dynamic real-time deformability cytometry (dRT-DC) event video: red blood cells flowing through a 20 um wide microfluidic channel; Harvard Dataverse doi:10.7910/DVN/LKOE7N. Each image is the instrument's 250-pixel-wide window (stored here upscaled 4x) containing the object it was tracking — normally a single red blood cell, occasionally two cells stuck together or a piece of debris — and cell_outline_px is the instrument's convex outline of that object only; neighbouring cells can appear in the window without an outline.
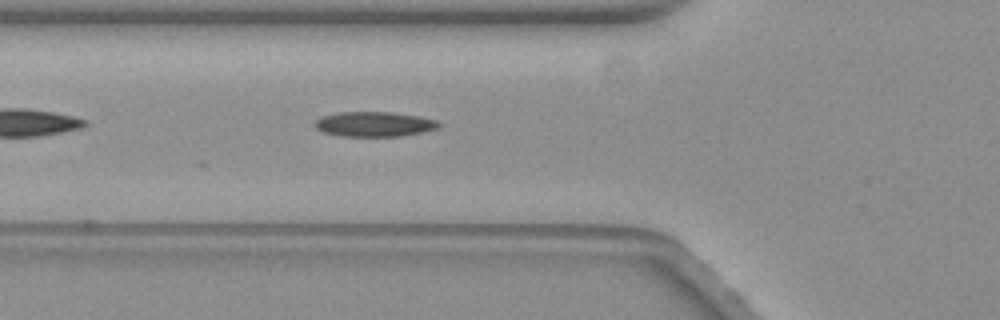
{"species": "common noctule bat (a hibernating species)", "species_latin": "Nyctalus noctula", "temperature_condition": "warm", "stored_images_in_passage": 45, "camera_frame_rate_fps": 3000, "um_per_image_px": 0.085, "animal": {"sex": "female", "body_mass_g": 19.3, "forearm_length_mm": 54.1}, "frame": {"image": 1, "passage_image": 7, "time_ms": 2.0, "image_size_px": [1000, 320], "cell_outline_px": [[444, 124], [440, 128], [424, 132], [400, 136], [340, 136], [324, 132], [316, 128], [316, 120], [324, 116], [340, 112], [392, 112], [420, 116], [436, 120]], "centroid_in_image_um": [31.91, 10.55], "position_along_channel_um": 93.9, "area_um2": 18.03}}
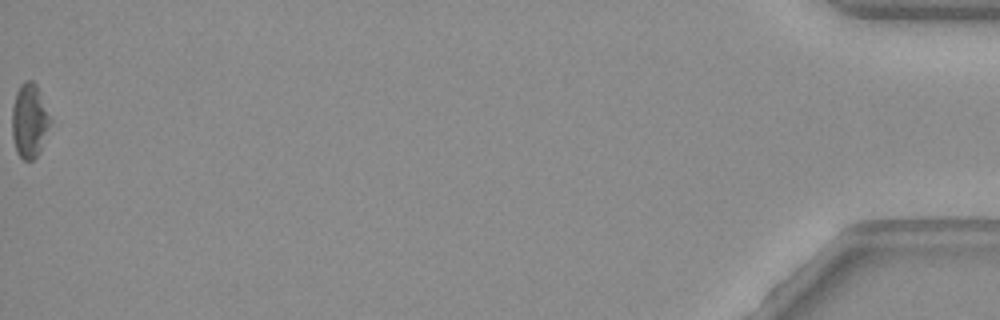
{"frame": {"image": 2, "passage_image": 45, "time_ms": 14.667, "image_size_px": [1000, 320], "cell_outline_px": [[52, 120], [40, 152], [32, 160], [24, 160], [16, 152], [12, 136], [12, 108], [16, 92], [20, 84], [24, 80], [32, 80], [36, 84]], "centroid_in_image_um": [2.5, 10.26], "position_along_channel_um": 432.7, "area_um2": 16.65}}